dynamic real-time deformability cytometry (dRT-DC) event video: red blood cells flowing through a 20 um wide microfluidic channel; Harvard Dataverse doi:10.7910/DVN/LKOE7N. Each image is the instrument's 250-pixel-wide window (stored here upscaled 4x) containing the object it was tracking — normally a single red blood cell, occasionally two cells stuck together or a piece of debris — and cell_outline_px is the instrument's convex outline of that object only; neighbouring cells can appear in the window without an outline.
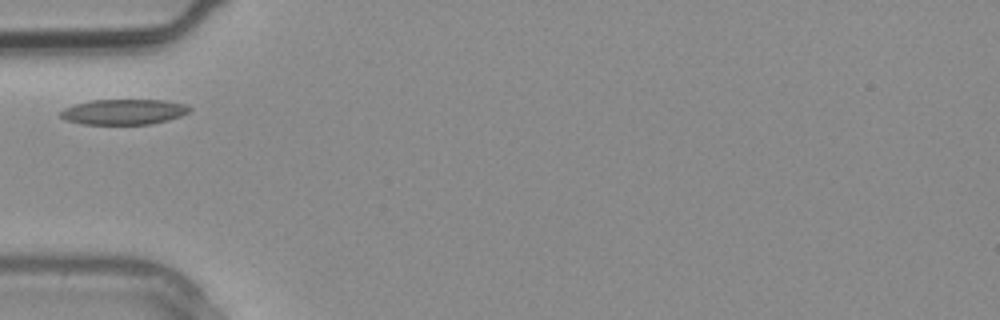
{"species": "common noctule bat (a hibernating species)", "species_latin": "Nyctalus noctula", "temperature_condition": "warm", "stored_images_in_passage": 1, "camera_frame_rate_fps": 3000, "um_per_image_px": 0.085, "animal": {"sex": "male", "body_mass_g": 20.4}, "frame": {"image": 1, "passage_image": 1, "time_ms": 0.0, "image_size_px": [1000, 320], "cell_outline_px": [[192, 108], [188, 112], [180, 116], [168, 120], [152, 124], [84, 124], [64, 120], [60, 116], [60, 112], [64, 108], [76, 104], [92, 100], [164, 100], [184, 104]], "centroid_in_image_um": [10.51, 9.51], "position_along_channel_um": 74.5, "area_um2": 19.02}}